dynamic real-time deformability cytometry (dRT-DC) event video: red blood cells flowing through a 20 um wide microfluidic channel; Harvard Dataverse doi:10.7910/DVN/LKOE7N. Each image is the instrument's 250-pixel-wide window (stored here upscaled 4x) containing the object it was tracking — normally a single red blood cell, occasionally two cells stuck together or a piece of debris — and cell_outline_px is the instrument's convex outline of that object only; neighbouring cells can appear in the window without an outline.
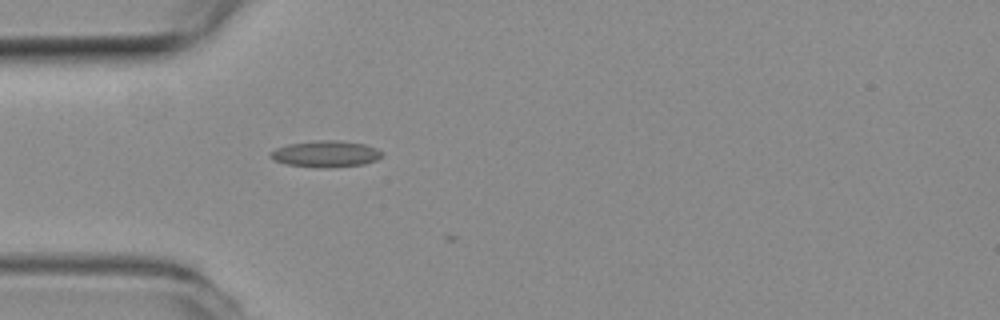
{"species": "common noctule bat (a hibernating species)", "species_latin": "Nyctalus noctula", "temperature_condition": "room temperature", "stored_images_in_passage": 2, "camera_frame_rate_fps": 3000, "um_per_image_px": 0.085, "animal": {"sex": "female", "body_mass_g": 19.3, "forearm_length_mm": 54.1}, "frame": {"image": 1, "passage_image": 1, "time_ms": 0.0, "image_size_px": [1000, 320], "cell_outline_px": [[384, 156], [376, 160], [364, 164], [332, 168], [316, 168], [284, 164], [272, 160], [268, 156], [268, 152], [276, 148], [288, 144], [316, 140], [336, 140], [364, 144], [376, 148], [384, 152]], "centroid_in_image_um": [27.66, 13.1], "position_along_channel_um": 57.3, "area_um2": 17.63}}